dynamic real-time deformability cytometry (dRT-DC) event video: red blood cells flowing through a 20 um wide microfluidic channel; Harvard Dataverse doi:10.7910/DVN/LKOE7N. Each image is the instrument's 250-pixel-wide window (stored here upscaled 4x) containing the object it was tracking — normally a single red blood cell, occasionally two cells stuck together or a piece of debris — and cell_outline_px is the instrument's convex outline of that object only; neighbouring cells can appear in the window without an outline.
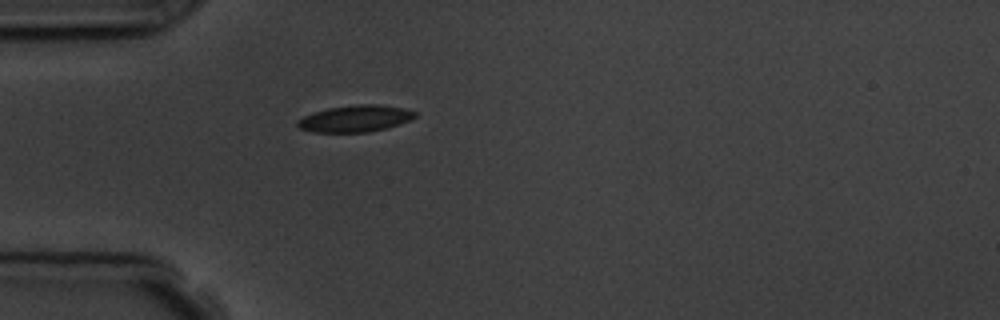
{"species": "common noctule bat (a hibernating species)", "species_latin": "Nyctalus noctula", "temperature_condition": "room temperature", "stored_images_in_passage": 1, "camera_frame_rate_fps": 3000, "um_per_image_px": 0.085, "animal": {"sex": "male", "body_mass_g": 19.5, "forearm_length_mm": 54.6}, "frame": {"image": 1, "passage_image": 1, "time_ms": 0.0, "image_size_px": [1000, 320], "cell_outline_px": [[416, 116], [412, 120], [388, 128], [368, 132], [312, 132], [300, 128], [296, 124], [296, 120], [312, 112], [328, 108], [356, 104], [380, 104], [404, 108], [416, 112]], "centroid_in_image_um": [30.21, 10.07], "position_along_channel_um": 54.8, "area_um2": 18.5}}